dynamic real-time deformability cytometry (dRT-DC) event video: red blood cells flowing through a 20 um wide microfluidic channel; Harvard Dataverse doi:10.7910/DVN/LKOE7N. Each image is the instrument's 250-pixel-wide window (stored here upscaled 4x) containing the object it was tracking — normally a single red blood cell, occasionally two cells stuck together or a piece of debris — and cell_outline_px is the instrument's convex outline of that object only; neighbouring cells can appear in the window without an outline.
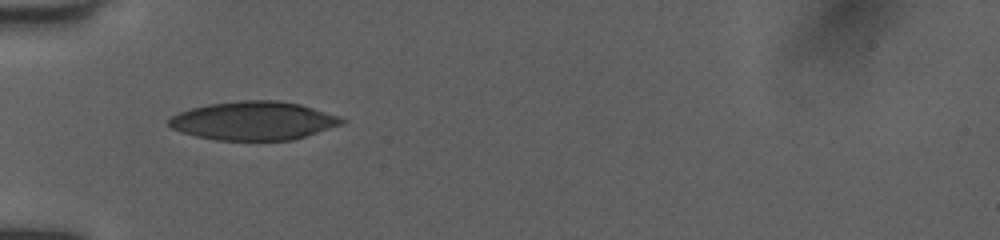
{"species": "human", "species_latin": "Homo sapiens", "temperature_condition": "room temperature", "stored_images_in_passage": 35, "camera_frame_rate_fps": 3000, "um_per_image_px": 0.085, "donor": {"sex": "female"}, "frame": {"image": 1, "passage_image": 1, "time_ms": 0.0, "image_size_px": [1000, 240], "cell_outline_px": [[348, 120], [340, 124], [292, 140], [216, 140], [196, 136], [180, 132], [172, 128], [168, 124], [168, 120], [172, 116], [180, 112], [192, 108], [208, 104], [240, 100], [276, 100], [300, 104], [340, 116]], "centroid_in_image_um": [21.53, 10.26], "position_along_channel_um": 63.5, "area_um2": 38.61}}
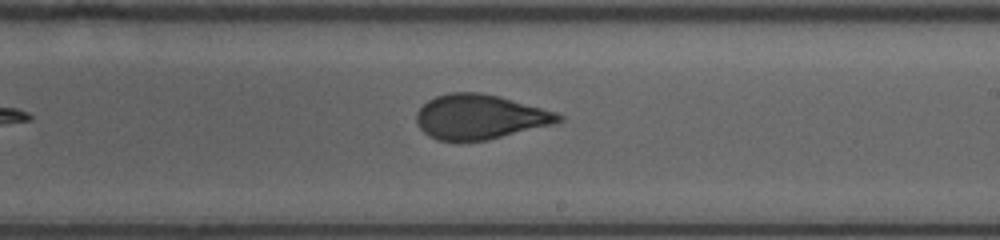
{"frame": {"image": 2, "passage_image": 15, "time_ms": 4.667, "image_size_px": [1000, 240], "cell_outline_px": [[564, 120], [552, 124], [488, 140], [440, 140], [424, 132], [420, 128], [416, 120], [416, 112], [428, 100], [436, 96], [448, 92], [480, 92], [500, 96], [556, 112], [564, 116]], "centroid_in_image_um": [40.8, 9.91], "position_along_channel_um": 248.2, "area_um2": 36.7}}
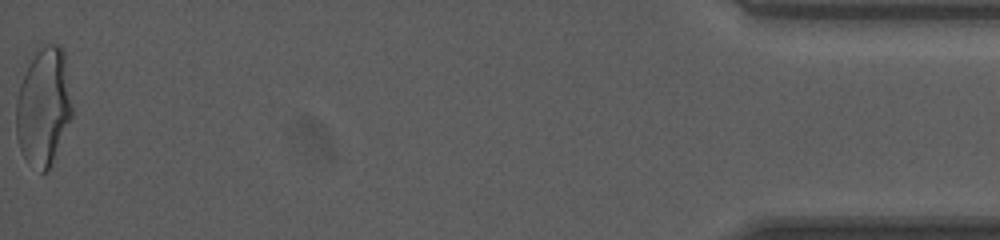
{"frame": {"image": 3, "passage_image": 35, "time_ms": 11.333, "image_size_px": [1000, 240], "cell_outline_px": [[72, 116], [48, 172], [40, 172], [24, 156], [20, 148], [16, 136], [16, 100], [20, 84], [32, 60], [44, 44], [60, 44], [64, 52], [72, 104]], "centroid_in_image_um": [3.71, 9.09], "position_along_channel_um": 431.5, "area_um2": 37.97}, "authors_computed_cell_mechanics": {"area_um2": 36.992, "velocity_mm_per_s": 4.0509, "shape_relaxation_time_tau1_ms": 6.6034, "shape_relaxation_time_tau2_ms": 0.8926, "deformation_change_tau1": 0.1844, "deformation_change_tau2": 0.0723}}